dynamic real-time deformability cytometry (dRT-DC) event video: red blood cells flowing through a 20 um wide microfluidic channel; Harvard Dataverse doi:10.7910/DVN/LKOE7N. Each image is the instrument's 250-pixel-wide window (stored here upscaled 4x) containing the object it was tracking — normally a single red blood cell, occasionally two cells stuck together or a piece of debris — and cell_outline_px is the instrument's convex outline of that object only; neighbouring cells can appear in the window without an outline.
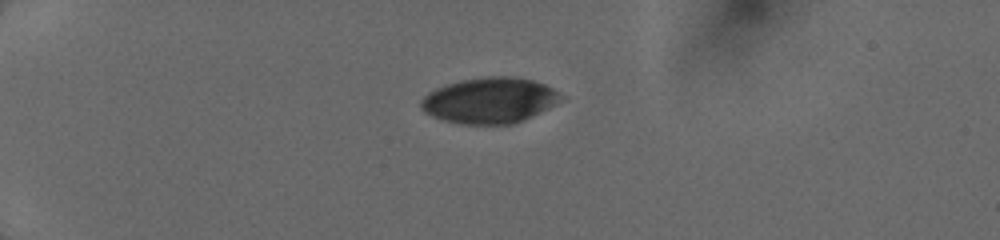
{"species": "human", "species_latin": "Homo sapiens", "temperature_condition": "cold", "stored_images_in_passage": 6, "camera_frame_rate_fps": 3000, "um_per_image_px": 0.085, "donor": {"sex": "female"}, "frame": {"image": 1, "passage_image": 1, "time_ms": 0.0, "image_size_px": [1000, 240], "cell_outline_px": [[564, 96], [556, 104], [524, 120], [512, 124], [460, 124], [444, 120], [432, 116], [424, 112], [420, 108], [420, 100], [428, 92], [436, 88], [460, 80], [488, 76], [508, 76], [532, 80], [544, 84], [552, 88]], "centroid_in_image_um": [41.6, 8.54], "position_along_channel_um": 43.4, "area_um2": 37.28}}